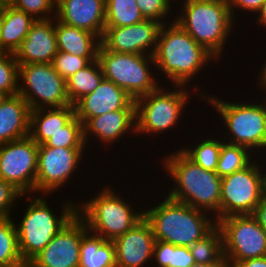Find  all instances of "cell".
<instances>
[{
    "mask_svg": "<svg viewBox=\"0 0 266 267\" xmlns=\"http://www.w3.org/2000/svg\"><path fill=\"white\" fill-rule=\"evenodd\" d=\"M166 175L173 179V188L167 196L215 215L220 220L221 180L216 172L205 170L191 161L179 148L161 160ZM214 214V215H213Z\"/></svg>",
    "mask_w": 266,
    "mask_h": 267,
    "instance_id": "cell-1",
    "label": "cell"
},
{
    "mask_svg": "<svg viewBox=\"0 0 266 267\" xmlns=\"http://www.w3.org/2000/svg\"><path fill=\"white\" fill-rule=\"evenodd\" d=\"M172 19L159 31L153 54L155 70L163 72L173 85L186 86L208 62L216 61V58Z\"/></svg>",
    "mask_w": 266,
    "mask_h": 267,
    "instance_id": "cell-2",
    "label": "cell"
},
{
    "mask_svg": "<svg viewBox=\"0 0 266 267\" xmlns=\"http://www.w3.org/2000/svg\"><path fill=\"white\" fill-rule=\"evenodd\" d=\"M143 212L155 239L176 246L190 247L217 225L215 219L210 220L209 213L168 196Z\"/></svg>",
    "mask_w": 266,
    "mask_h": 267,
    "instance_id": "cell-3",
    "label": "cell"
},
{
    "mask_svg": "<svg viewBox=\"0 0 266 267\" xmlns=\"http://www.w3.org/2000/svg\"><path fill=\"white\" fill-rule=\"evenodd\" d=\"M182 2V10L178 12L180 14L176 15L174 21L217 60L222 59L220 57L228 35L235 28L228 0Z\"/></svg>",
    "mask_w": 266,
    "mask_h": 267,
    "instance_id": "cell-4",
    "label": "cell"
},
{
    "mask_svg": "<svg viewBox=\"0 0 266 267\" xmlns=\"http://www.w3.org/2000/svg\"><path fill=\"white\" fill-rule=\"evenodd\" d=\"M27 199V209L21 223L16 224L18 249L20 256L27 265L53 237L77 214V204L73 201H63L60 206L62 212L56 216L42 196L32 199V194Z\"/></svg>",
    "mask_w": 266,
    "mask_h": 267,
    "instance_id": "cell-5",
    "label": "cell"
},
{
    "mask_svg": "<svg viewBox=\"0 0 266 267\" xmlns=\"http://www.w3.org/2000/svg\"><path fill=\"white\" fill-rule=\"evenodd\" d=\"M109 187L110 185L103 187L89 201L81 202V205L79 203L77 214L86 223L88 231L113 241L140 222L144 218V212L133 209L132 205Z\"/></svg>",
    "mask_w": 266,
    "mask_h": 267,
    "instance_id": "cell-6",
    "label": "cell"
},
{
    "mask_svg": "<svg viewBox=\"0 0 266 267\" xmlns=\"http://www.w3.org/2000/svg\"><path fill=\"white\" fill-rule=\"evenodd\" d=\"M202 98L216 109L224 121L229 136L225 142L248 148L250 151L266 149V101L261 103L220 100L215 95L202 93ZM204 94V95H203ZM262 104V105H261ZM263 148V149H261Z\"/></svg>",
    "mask_w": 266,
    "mask_h": 267,
    "instance_id": "cell-7",
    "label": "cell"
},
{
    "mask_svg": "<svg viewBox=\"0 0 266 267\" xmlns=\"http://www.w3.org/2000/svg\"><path fill=\"white\" fill-rule=\"evenodd\" d=\"M97 59L101 64L104 79L115 83L134 100L161 85L156 82V75L154 78L152 74V66L155 68V63L151 55L112 52L100 44Z\"/></svg>",
    "mask_w": 266,
    "mask_h": 267,
    "instance_id": "cell-8",
    "label": "cell"
},
{
    "mask_svg": "<svg viewBox=\"0 0 266 267\" xmlns=\"http://www.w3.org/2000/svg\"><path fill=\"white\" fill-rule=\"evenodd\" d=\"M174 87V91L169 92L166 88L165 92V87L160 85L156 90L135 100L136 135L162 134L179 124L190 95L186 86Z\"/></svg>",
    "mask_w": 266,
    "mask_h": 267,
    "instance_id": "cell-9",
    "label": "cell"
},
{
    "mask_svg": "<svg viewBox=\"0 0 266 267\" xmlns=\"http://www.w3.org/2000/svg\"><path fill=\"white\" fill-rule=\"evenodd\" d=\"M18 80L23 84H19L18 94L25 99L30 110L71 105L66 80L55 71L52 63L19 65Z\"/></svg>",
    "mask_w": 266,
    "mask_h": 267,
    "instance_id": "cell-10",
    "label": "cell"
},
{
    "mask_svg": "<svg viewBox=\"0 0 266 267\" xmlns=\"http://www.w3.org/2000/svg\"><path fill=\"white\" fill-rule=\"evenodd\" d=\"M217 225L229 267L238 261L266 256V231L251 214L230 215L221 218Z\"/></svg>",
    "mask_w": 266,
    "mask_h": 267,
    "instance_id": "cell-11",
    "label": "cell"
},
{
    "mask_svg": "<svg viewBox=\"0 0 266 267\" xmlns=\"http://www.w3.org/2000/svg\"><path fill=\"white\" fill-rule=\"evenodd\" d=\"M38 148L30 136L0 144V177L22 195L36 193Z\"/></svg>",
    "mask_w": 266,
    "mask_h": 267,
    "instance_id": "cell-12",
    "label": "cell"
},
{
    "mask_svg": "<svg viewBox=\"0 0 266 267\" xmlns=\"http://www.w3.org/2000/svg\"><path fill=\"white\" fill-rule=\"evenodd\" d=\"M262 198V178L258 162L221 180L220 219L252 214Z\"/></svg>",
    "mask_w": 266,
    "mask_h": 267,
    "instance_id": "cell-13",
    "label": "cell"
},
{
    "mask_svg": "<svg viewBox=\"0 0 266 267\" xmlns=\"http://www.w3.org/2000/svg\"><path fill=\"white\" fill-rule=\"evenodd\" d=\"M86 148H54L45 144L38 148L36 194H53L80 168ZM80 164V165H79ZM79 166V167H78ZM77 168V169H76Z\"/></svg>",
    "mask_w": 266,
    "mask_h": 267,
    "instance_id": "cell-14",
    "label": "cell"
},
{
    "mask_svg": "<svg viewBox=\"0 0 266 267\" xmlns=\"http://www.w3.org/2000/svg\"><path fill=\"white\" fill-rule=\"evenodd\" d=\"M87 232L86 223L76 214L27 267H78L80 244Z\"/></svg>",
    "mask_w": 266,
    "mask_h": 267,
    "instance_id": "cell-15",
    "label": "cell"
},
{
    "mask_svg": "<svg viewBox=\"0 0 266 267\" xmlns=\"http://www.w3.org/2000/svg\"><path fill=\"white\" fill-rule=\"evenodd\" d=\"M161 26L145 19L130 26L105 28L100 42L108 51L153 56Z\"/></svg>",
    "mask_w": 266,
    "mask_h": 267,
    "instance_id": "cell-16",
    "label": "cell"
},
{
    "mask_svg": "<svg viewBox=\"0 0 266 267\" xmlns=\"http://www.w3.org/2000/svg\"><path fill=\"white\" fill-rule=\"evenodd\" d=\"M75 115L83 126L92 118L115 110H136L135 100L112 81L103 79L99 86L75 104Z\"/></svg>",
    "mask_w": 266,
    "mask_h": 267,
    "instance_id": "cell-17",
    "label": "cell"
},
{
    "mask_svg": "<svg viewBox=\"0 0 266 267\" xmlns=\"http://www.w3.org/2000/svg\"><path fill=\"white\" fill-rule=\"evenodd\" d=\"M155 241L150 224L143 218L133 228L113 240L117 267L147 265L146 263L152 261Z\"/></svg>",
    "mask_w": 266,
    "mask_h": 267,
    "instance_id": "cell-18",
    "label": "cell"
},
{
    "mask_svg": "<svg viewBox=\"0 0 266 267\" xmlns=\"http://www.w3.org/2000/svg\"><path fill=\"white\" fill-rule=\"evenodd\" d=\"M105 0H56L55 18L69 26L95 34L105 30Z\"/></svg>",
    "mask_w": 266,
    "mask_h": 267,
    "instance_id": "cell-19",
    "label": "cell"
},
{
    "mask_svg": "<svg viewBox=\"0 0 266 267\" xmlns=\"http://www.w3.org/2000/svg\"><path fill=\"white\" fill-rule=\"evenodd\" d=\"M54 20L55 17L36 20L32 24L25 39L14 53L19 65L53 62L54 56L58 53Z\"/></svg>",
    "mask_w": 266,
    "mask_h": 267,
    "instance_id": "cell-20",
    "label": "cell"
},
{
    "mask_svg": "<svg viewBox=\"0 0 266 267\" xmlns=\"http://www.w3.org/2000/svg\"><path fill=\"white\" fill-rule=\"evenodd\" d=\"M83 131L85 145L92 135L101 140L104 146L117 143L128 132L136 135V110H115L92 117L83 126Z\"/></svg>",
    "mask_w": 266,
    "mask_h": 267,
    "instance_id": "cell-21",
    "label": "cell"
},
{
    "mask_svg": "<svg viewBox=\"0 0 266 267\" xmlns=\"http://www.w3.org/2000/svg\"><path fill=\"white\" fill-rule=\"evenodd\" d=\"M30 108L19 94L0 104V144L29 136Z\"/></svg>",
    "mask_w": 266,
    "mask_h": 267,
    "instance_id": "cell-22",
    "label": "cell"
},
{
    "mask_svg": "<svg viewBox=\"0 0 266 267\" xmlns=\"http://www.w3.org/2000/svg\"><path fill=\"white\" fill-rule=\"evenodd\" d=\"M74 105L40 108L30 111L29 136L44 144L52 135L61 131L75 117Z\"/></svg>",
    "mask_w": 266,
    "mask_h": 267,
    "instance_id": "cell-23",
    "label": "cell"
},
{
    "mask_svg": "<svg viewBox=\"0 0 266 267\" xmlns=\"http://www.w3.org/2000/svg\"><path fill=\"white\" fill-rule=\"evenodd\" d=\"M55 33L59 52L78 57H98L100 39L93 33L69 26L55 18Z\"/></svg>",
    "mask_w": 266,
    "mask_h": 267,
    "instance_id": "cell-24",
    "label": "cell"
},
{
    "mask_svg": "<svg viewBox=\"0 0 266 267\" xmlns=\"http://www.w3.org/2000/svg\"><path fill=\"white\" fill-rule=\"evenodd\" d=\"M35 21L31 15L24 11L12 5H5V13L0 28V52L14 54Z\"/></svg>",
    "mask_w": 266,
    "mask_h": 267,
    "instance_id": "cell-25",
    "label": "cell"
},
{
    "mask_svg": "<svg viewBox=\"0 0 266 267\" xmlns=\"http://www.w3.org/2000/svg\"><path fill=\"white\" fill-rule=\"evenodd\" d=\"M78 267H117L113 241L88 231L80 244Z\"/></svg>",
    "mask_w": 266,
    "mask_h": 267,
    "instance_id": "cell-26",
    "label": "cell"
},
{
    "mask_svg": "<svg viewBox=\"0 0 266 267\" xmlns=\"http://www.w3.org/2000/svg\"><path fill=\"white\" fill-rule=\"evenodd\" d=\"M104 79L103 70L98 59L91 61L66 79L69 101L74 105L84 95L92 93Z\"/></svg>",
    "mask_w": 266,
    "mask_h": 267,
    "instance_id": "cell-27",
    "label": "cell"
},
{
    "mask_svg": "<svg viewBox=\"0 0 266 267\" xmlns=\"http://www.w3.org/2000/svg\"><path fill=\"white\" fill-rule=\"evenodd\" d=\"M0 267H27L18 249L15 222L10 217H0Z\"/></svg>",
    "mask_w": 266,
    "mask_h": 267,
    "instance_id": "cell-28",
    "label": "cell"
},
{
    "mask_svg": "<svg viewBox=\"0 0 266 267\" xmlns=\"http://www.w3.org/2000/svg\"><path fill=\"white\" fill-rule=\"evenodd\" d=\"M105 4V28L130 26L145 20L136 0H105Z\"/></svg>",
    "mask_w": 266,
    "mask_h": 267,
    "instance_id": "cell-29",
    "label": "cell"
},
{
    "mask_svg": "<svg viewBox=\"0 0 266 267\" xmlns=\"http://www.w3.org/2000/svg\"><path fill=\"white\" fill-rule=\"evenodd\" d=\"M189 249L195 263L228 262L224 256L223 237L218 225L203 238L193 243Z\"/></svg>",
    "mask_w": 266,
    "mask_h": 267,
    "instance_id": "cell-30",
    "label": "cell"
},
{
    "mask_svg": "<svg viewBox=\"0 0 266 267\" xmlns=\"http://www.w3.org/2000/svg\"><path fill=\"white\" fill-rule=\"evenodd\" d=\"M252 153L248 148L225 142L223 138L216 173L223 178L242 170L253 161Z\"/></svg>",
    "mask_w": 266,
    "mask_h": 267,
    "instance_id": "cell-31",
    "label": "cell"
},
{
    "mask_svg": "<svg viewBox=\"0 0 266 267\" xmlns=\"http://www.w3.org/2000/svg\"><path fill=\"white\" fill-rule=\"evenodd\" d=\"M211 137V138H210ZM218 139L209 136L205 140L202 139L196 145H190L192 147H181V151L195 164L201 166L205 170L216 172L217 163L219 160V155L222 146V137L221 139L218 136Z\"/></svg>",
    "mask_w": 266,
    "mask_h": 267,
    "instance_id": "cell-32",
    "label": "cell"
},
{
    "mask_svg": "<svg viewBox=\"0 0 266 267\" xmlns=\"http://www.w3.org/2000/svg\"><path fill=\"white\" fill-rule=\"evenodd\" d=\"M152 260L158 267H189L195 263L189 247L155 241Z\"/></svg>",
    "mask_w": 266,
    "mask_h": 267,
    "instance_id": "cell-33",
    "label": "cell"
},
{
    "mask_svg": "<svg viewBox=\"0 0 266 267\" xmlns=\"http://www.w3.org/2000/svg\"><path fill=\"white\" fill-rule=\"evenodd\" d=\"M54 148H86L82 122L75 116L61 131L52 135L45 143Z\"/></svg>",
    "mask_w": 266,
    "mask_h": 267,
    "instance_id": "cell-34",
    "label": "cell"
},
{
    "mask_svg": "<svg viewBox=\"0 0 266 267\" xmlns=\"http://www.w3.org/2000/svg\"><path fill=\"white\" fill-rule=\"evenodd\" d=\"M19 64L13 53L0 52V91L8 96L18 94Z\"/></svg>",
    "mask_w": 266,
    "mask_h": 267,
    "instance_id": "cell-35",
    "label": "cell"
},
{
    "mask_svg": "<svg viewBox=\"0 0 266 267\" xmlns=\"http://www.w3.org/2000/svg\"><path fill=\"white\" fill-rule=\"evenodd\" d=\"M96 59L97 57H78L72 55L71 53L58 51V53L54 56L52 64L55 71L66 80Z\"/></svg>",
    "mask_w": 266,
    "mask_h": 267,
    "instance_id": "cell-36",
    "label": "cell"
},
{
    "mask_svg": "<svg viewBox=\"0 0 266 267\" xmlns=\"http://www.w3.org/2000/svg\"><path fill=\"white\" fill-rule=\"evenodd\" d=\"M55 4L56 0H15L11 5L35 20H46L55 17Z\"/></svg>",
    "mask_w": 266,
    "mask_h": 267,
    "instance_id": "cell-37",
    "label": "cell"
},
{
    "mask_svg": "<svg viewBox=\"0 0 266 267\" xmlns=\"http://www.w3.org/2000/svg\"><path fill=\"white\" fill-rule=\"evenodd\" d=\"M173 0H136L143 17L165 24L166 16L170 15ZM164 19V20H163Z\"/></svg>",
    "mask_w": 266,
    "mask_h": 267,
    "instance_id": "cell-38",
    "label": "cell"
},
{
    "mask_svg": "<svg viewBox=\"0 0 266 267\" xmlns=\"http://www.w3.org/2000/svg\"><path fill=\"white\" fill-rule=\"evenodd\" d=\"M22 196L24 198L26 195H22L10 183L0 177V217H10L14 204Z\"/></svg>",
    "mask_w": 266,
    "mask_h": 267,
    "instance_id": "cell-39",
    "label": "cell"
},
{
    "mask_svg": "<svg viewBox=\"0 0 266 267\" xmlns=\"http://www.w3.org/2000/svg\"><path fill=\"white\" fill-rule=\"evenodd\" d=\"M264 0H228L229 2V8L233 19V12H235L234 9L238 8L240 10H246L250 13L254 12L255 14L259 11L261 5L263 4Z\"/></svg>",
    "mask_w": 266,
    "mask_h": 267,
    "instance_id": "cell-40",
    "label": "cell"
},
{
    "mask_svg": "<svg viewBox=\"0 0 266 267\" xmlns=\"http://www.w3.org/2000/svg\"><path fill=\"white\" fill-rule=\"evenodd\" d=\"M266 231V197L262 196L260 203L251 214Z\"/></svg>",
    "mask_w": 266,
    "mask_h": 267,
    "instance_id": "cell-41",
    "label": "cell"
},
{
    "mask_svg": "<svg viewBox=\"0 0 266 267\" xmlns=\"http://www.w3.org/2000/svg\"><path fill=\"white\" fill-rule=\"evenodd\" d=\"M231 267H266V256L238 261Z\"/></svg>",
    "mask_w": 266,
    "mask_h": 267,
    "instance_id": "cell-42",
    "label": "cell"
},
{
    "mask_svg": "<svg viewBox=\"0 0 266 267\" xmlns=\"http://www.w3.org/2000/svg\"><path fill=\"white\" fill-rule=\"evenodd\" d=\"M258 20L256 21L257 24L263 26L266 28V0L263 1V4L261 5L259 11L257 12Z\"/></svg>",
    "mask_w": 266,
    "mask_h": 267,
    "instance_id": "cell-43",
    "label": "cell"
},
{
    "mask_svg": "<svg viewBox=\"0 0 266 267\" xmlns=\"http://www.w3.org/2000/svg\"><path fill=\"white\" fill-rule=\"evenodd\" d=\"M265 65L261 66V70L260 72H258L260 74L258 80L259 83H257V85L259 84V87H262L263 91H266V62L264 63Z\"/></svg>",
    "mask_w": 266,
    "mask_h": 267,
    "instance_id": "cell-44",
    "label": "cell"
},
{
    "mask_svg": "<svg viewBox=\"0 0 266 267\" xmlns=\"http://www.w3.org/2000/svg\"><path fill=\"white\" fill-rule=\"evenodd\" d=\"M189 267H229L228 262H213V263H194Z\"/></svg>",
    "mask_w": 266,
    "mask_h": 267,
    "instance_id": "cell-45",
    "label": "cell"
},
{
    "mask_svg": "<svg viewBox=\"0 0 266 267\" xmlns=\"http://www.w3.org/2000/svg\"><path fill=\"white\" fill-rule=\"evenodd\" d=\"M262 178V196L266 197V172L262 170V165L258 164Z\"/></svg>",
    "mask_w": 266,
    "mask_h": 267,
    "instance_id": "cell-46",
    "label": "cell"
},
{
    "mask_svg": "<svg viewBox=\"0 0 266 267\" xmlns=\"http://www.w3.org/2000/svg\"><path fill=\"white\" fill-rule=\"evenodd\" d=\"M4 13H5V5L0 3V28L2 26Z\"/></svg>",
    "mask_w": 266,
    "mask_h": 267,
    "instance_id": "cell-47",
    "label": "cell"
},
{
    "mask_svg": "<svg viewBox=\"0 0 266 267\" xmlns=\"http://www.w3.org/2000/svg\"><path fill=\"white\" fill-rule=\"evenodd\" d=\"M8 97L6 93L0 91V104Z\"/></svg>",
    "mask_w": 266,
    "mask_h": 267,
    "instance_id": "cell-48",
    "label": "cell"
},
{
    "mask_svg": "<svg viewBox=\"0 0 266 267\" xmlns=\"http://www.w3.org/2000/svg\"><path fill=\"white\" fill-rule=\"evenodd\" d=\"M15 0H0L1 4L11 5Z\"/></svg>",
    "mask_w": 266,
    "mask_h": 267,
    "instance_id": "cell-49",
    "label": "cell"
}]
</instances>
